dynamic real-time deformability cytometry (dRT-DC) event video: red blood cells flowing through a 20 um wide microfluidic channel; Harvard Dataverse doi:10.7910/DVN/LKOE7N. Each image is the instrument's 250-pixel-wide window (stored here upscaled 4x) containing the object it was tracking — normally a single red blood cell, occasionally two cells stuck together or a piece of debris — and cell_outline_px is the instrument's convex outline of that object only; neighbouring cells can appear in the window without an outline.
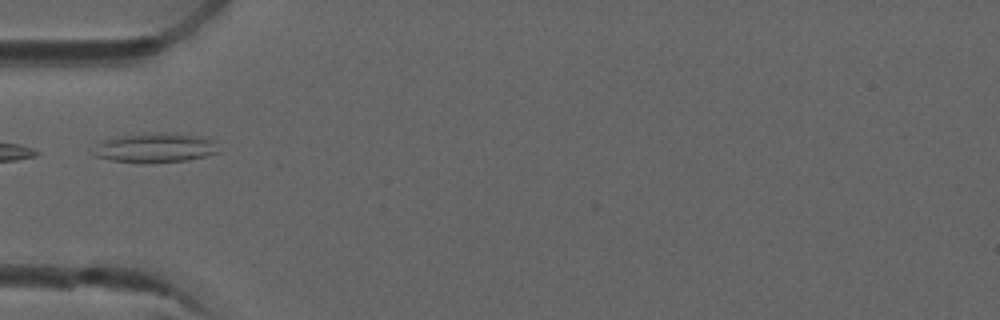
{"species": "common noctule bat (a hibernating species)", "species_latin": "Nyctalus noctula", "temperature_condition": "room temperature", "stored_images_in_passage": 2, "camera_frame_rate_fps": 3000, "um_per_image_px": 0.085, "animal": {"sex": "male", "forearm_length_mm": 52.5}, "frame": {"image": 1, "passage_image": 2, "time_ms": 0.333, "image_size_px": [1000, 320], "cell_outline_px": [[220, 152], [188, 160], [144, 164], [112, 160], [92, 156], [92, 152], [104, 140], [120, 136], [160, 132], [168, 132], [204, 136], [216, 140]], "centroid_in_image_um": [13.27, 12.57], "position_along_channel_um": 71.7, "area_um2": 21.85}}